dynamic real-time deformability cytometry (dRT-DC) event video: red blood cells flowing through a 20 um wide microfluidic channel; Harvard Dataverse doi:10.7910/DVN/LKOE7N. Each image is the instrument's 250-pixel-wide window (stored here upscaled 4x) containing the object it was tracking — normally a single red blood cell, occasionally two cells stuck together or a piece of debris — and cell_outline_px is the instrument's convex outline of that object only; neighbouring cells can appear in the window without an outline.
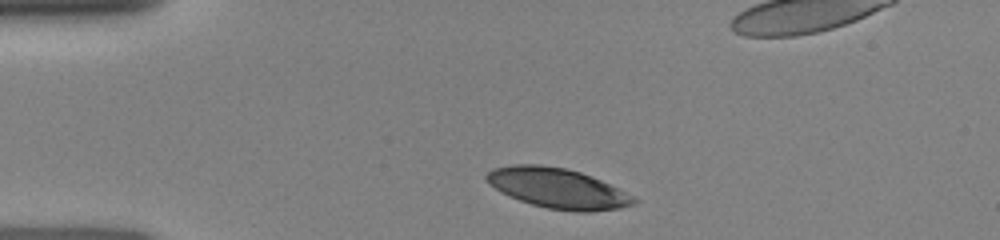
{"species": "human", "species_latin": "Homo sapiens", "temperature_condition": "room temperature", "stored_images_in_passage": 9, "camera_frame_rate_fps": 3000, "um_per_image_px": 0.085, "donor": {"sex": "female"}, "frame": {"image": 1, "passage_image": 1, "time_ms": 0.0, "image_size_px": [1000, 240], "cell_outline_px": [[640, 200], [632, 204], [620, 208], [592, 212], [572, 212], [548, 208], [532, 204], [520, 200], [500, 192], [484, 180], [484, 176], [492, 168], [512, 164], [540, 164], [564, 168], [580, 172], [600, 180]], "centroid_in_image_um": [47.35, 16.0], "position_along_channel_um": 37.7, "area_um2": 34.33}}
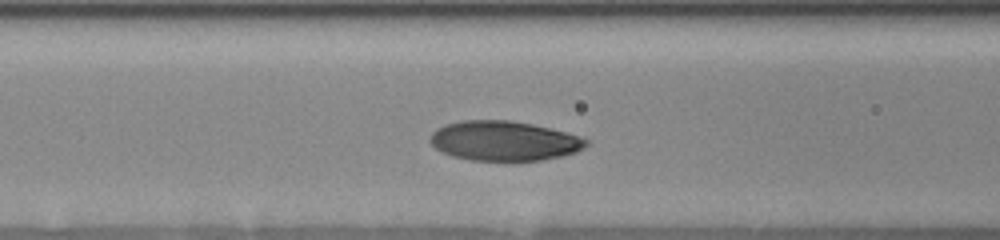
{"frame": {"image": 2, "passage_image": 7, "time_ms": 3.0, "image_size_px": [1000, 240], "cell_outline_px": [[588, 144], [584, 148], [576, 152], [560, 156], [540, 160], [472, 160], [452, 156], [436, 148], [428, 140], [432, 132], [436, 128], [444, 124], [460, 120], [508, 120], [532, 124], [580, 136], [588, 140]], "centroid_in_image_um": [42.81, 11.96], "position_along_channel_um": 123.8, "area_um2": 35.95}}
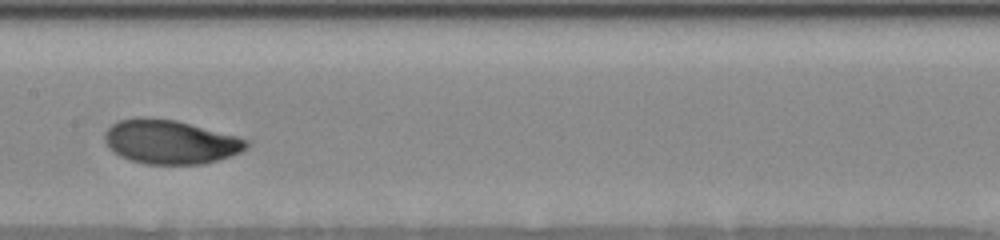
{"frame": {"image": 3, "passage_image": 9, "time_ms": 4.667, "image_size_px": [1000, 240], "cell_outline_px": [[252, 144], [248, 148], [240, 152], [204, 164], [144, 164], [128, 160], [112, 152], [108, 148], [104, 140], [104, 132], [112, 124], [120, 120], [176, 120], [252, 140]], "centroid_in_image_um": [14.51, 12.1], "position_along_channel_um": 192.9, "area_um2": 35.95}}